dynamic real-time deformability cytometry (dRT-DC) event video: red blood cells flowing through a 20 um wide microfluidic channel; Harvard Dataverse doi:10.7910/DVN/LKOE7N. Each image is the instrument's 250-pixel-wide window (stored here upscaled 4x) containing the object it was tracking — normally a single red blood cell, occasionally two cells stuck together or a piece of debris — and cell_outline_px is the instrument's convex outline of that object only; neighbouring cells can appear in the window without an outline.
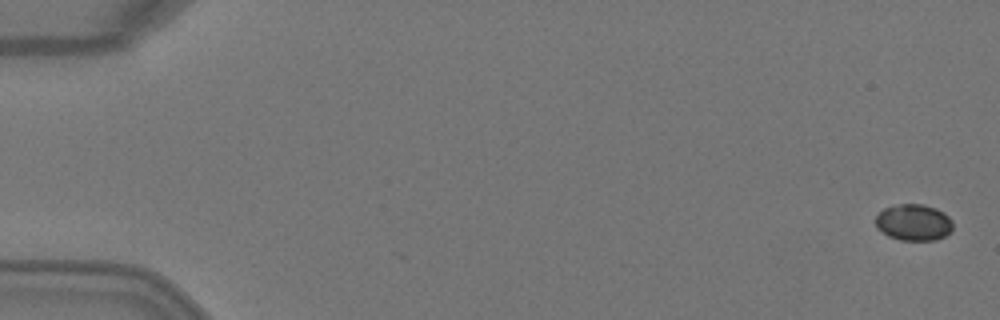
{"species": "Egyptian fruit bat (a non-hibernating species)", "species_latin": "Rousettus aegyptiacus", "temperature_condition": "warm", "stored_images_in_passage": 5, "camera_frame_rate_fps": 3000, "um_per_image_px": 0.085, "animal": {"sex": "female"}, "frame": {"image": 1, "passage_image": 1, "time_ms": 0.0, "image_size_px": [1000, 320], "cell_outline_px": [[952, 232], [936, 240], [900, 240], [888, 236], [876, 228], [876, 216], [884, 208], [900, 204], [924, 204], [936, 208], [944, 212], [952, 220]], "centroid_in_image_um": [77.68, 18.91], "position_along_channel_um": 7.3, "area_um2": 16.53}}